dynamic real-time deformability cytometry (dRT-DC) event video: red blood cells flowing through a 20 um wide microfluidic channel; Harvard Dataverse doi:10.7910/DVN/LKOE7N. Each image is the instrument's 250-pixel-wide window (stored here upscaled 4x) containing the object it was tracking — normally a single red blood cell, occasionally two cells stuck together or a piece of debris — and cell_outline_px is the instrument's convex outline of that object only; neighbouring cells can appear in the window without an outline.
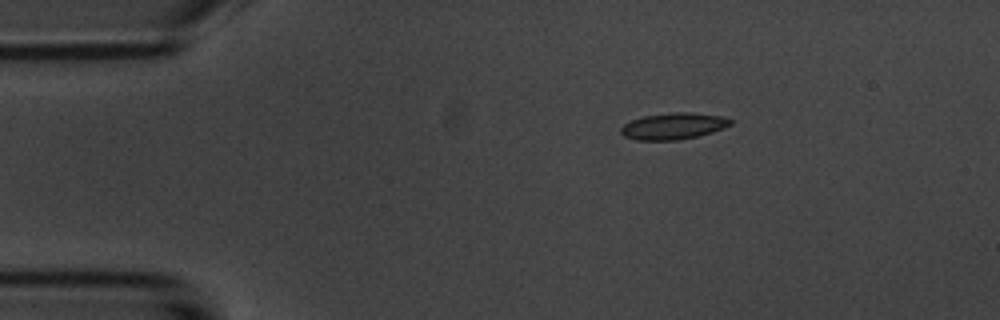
{"species": "common noctule bat (a hibernating species)", "species_latin": "Nyctalus noctula", "temperature_condition": "room temperature", "stored_images_in_passage": 4, "camera_frame_rate_fps": 3000, "um_per_image_px": 0.085, "animal": {"sex": "male", "body_mass_g": 20.1, "forearm_length_mm": 53.5}, "frame": {"image": 1, "passage_image": 1, "time_ms": 0.0, "image_size_px": [1000, 320], "cell_outline_px": [[732, 124], [724, 128], [712, 132], [680, 140], [636, 140], [624, 136], [620, 132], [620, 128], [624, 124], [632, 120], [644, 116], [672, 112], [688, 112], [720, 116], [732, 120]], "centroid_in_image_um": [57.22, 10.72], "position_along_channel_um": 27.8, "area_um2": 16.82}}
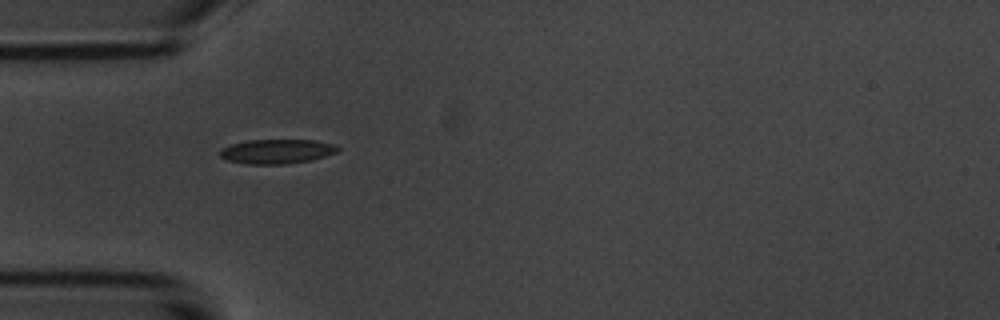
{"frame": {"image": 2, "passage_image": 3, "time_ms": 2.333, "image_size_px": [1000, 320], "cell_outline_px": [[340, 148], [336, 152], [312, 160], [284, 164], [244, 164], [228, 160], [220, 156], [220, 148], [232, 144], [248, 140], [316, 140], [336, 144]], "centroid_in_image_um": [23.54, 12.87], "position_along_channel_um": 61.5, "area_um2": 16.82}}